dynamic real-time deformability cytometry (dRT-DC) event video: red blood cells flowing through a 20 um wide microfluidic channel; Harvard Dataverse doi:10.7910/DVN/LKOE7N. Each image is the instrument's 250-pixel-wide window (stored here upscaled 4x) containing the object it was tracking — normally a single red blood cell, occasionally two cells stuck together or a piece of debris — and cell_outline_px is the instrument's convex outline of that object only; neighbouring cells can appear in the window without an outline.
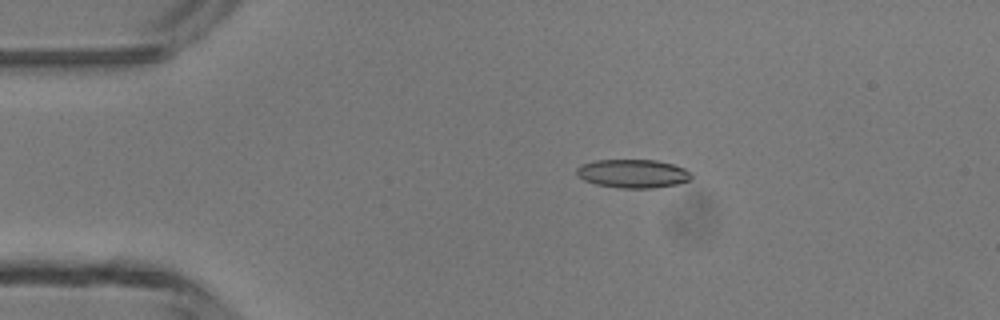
{"species": "common noctule bat (a hibernating species)", "species_latin": "Nyctalus noctula", "temperature_condition": "room temperature", "stored_images_in_passage": 47, "camera_frame_rate_fps": 3000, "um_per_image_px": 0.085, "animal": {"sex": "male", "body_mass_g": 13.3}, "frame": {"image": 1, "passage_image": 9, "time_ms": 2.667, "image_size_px": [1000, 320], "cell_outline_px": [[692, 176], [688, 180], [676, 184], [656, 188], [620, 188], [596, 184], [584, 180], [576, 176], [576, 168], [580, 164], [596, 160], [656, 160], [672, 164], [684, 168], [692, 172]], "centroid_in_image_um": [53.77, 14.75], "position_along_channel_um": 31.2, "area_um2": 19.19}}
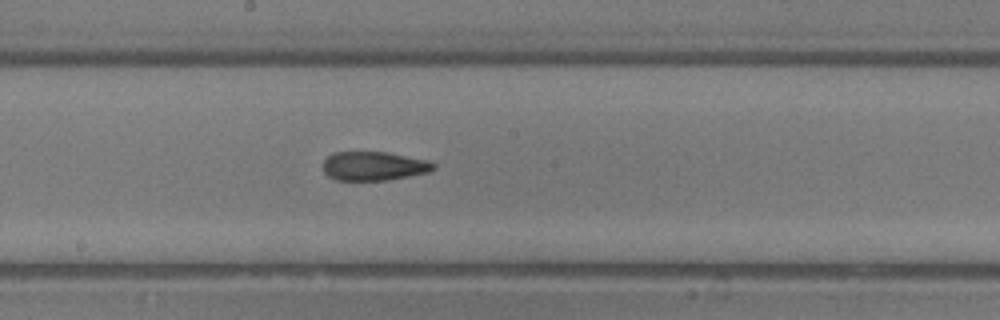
{"frame": {"image": 2, "passage_image": 25, "time_ms": 8.0, "image_size_px": [1000, 320], "cell_outline_px": [[436, 168], [428, 172], [388, 180], [336, 180], [328, 176], [324, 172], [324, 160], [332, 152], [388, 152], [432, 160], [436, 164]], "centroid_in_image_um": [31.82, 14.1], "position_along_channel_um": 216.4, "area_um2": 18.84}}
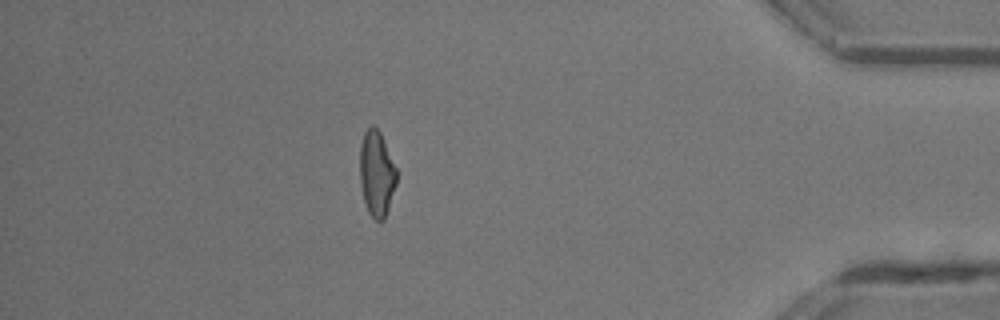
{"frame": {"image": 3, "passage_image": 41, "time_ms": 13.333, "image_size_px": [1000, 320], "cell_outline_px": [[396, 184], [384, 220], [380, 224], [368, 212], [364, 200], [360, 184], [360, 144], [364, 132], [372, 124], [380, 132], [396, 168]], "centroid_in_image_um": [32.0, 14.77], "position_along_channel_um": 403.2, "area_um2": 18.21}, "authors_computed_cell_mechanics": {"area_um2": 18.8428, "velocity_mm_per_s": 4.3793, "shape_relaxation_time_tau1_ms": null, "shape_relaxation_time_tau2_ms": 2.0471, "deformation_change_tau1": null, "deformation_change_tau2": 0.1061}}